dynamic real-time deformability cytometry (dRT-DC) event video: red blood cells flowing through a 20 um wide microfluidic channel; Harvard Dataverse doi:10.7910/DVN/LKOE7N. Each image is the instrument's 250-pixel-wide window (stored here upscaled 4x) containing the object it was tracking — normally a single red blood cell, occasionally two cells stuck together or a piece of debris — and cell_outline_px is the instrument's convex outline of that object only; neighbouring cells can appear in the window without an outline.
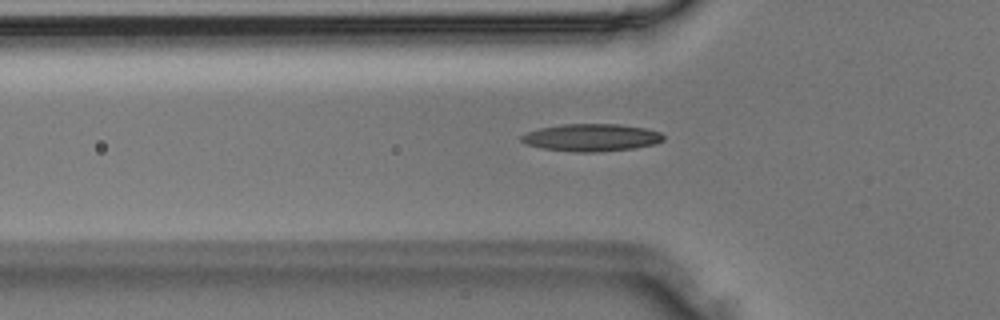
{"species": "Egyptian fruit bat (a non-hibernating species)", "species_latin": "Rousettus aegyptiacus", "temperature_condition": "room temperature", "stored_images_in_passage": 37, "camera_frame_rate_fps": 3000, "um_per_image_px": 0.085, "animal": {"sex": "male"}, "frame": {"image": 1, "passage_image": 12, "time_ms": 3.667, "image_size_px": [1000, 320], "cell_outline_px": [[664, 140], [656, 144], [632, 148], [592, 152], [572, 152], [544, 148], [524, 144], [520, 140], [520, 136], [528, 132], [540, 128], [564, 124], [620, 124], [644, 128], [660, 132], [664, 136]], "centroid_in_image_um": [50.26, 11.69], "position_along_channel_um": 75.5, "area_um2": 22.6}}
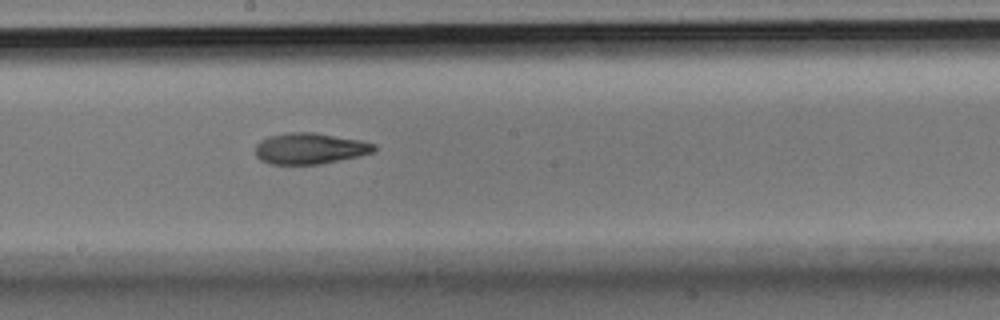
{"frame": {"image": 2, "passage_image": 20, "time_ms": 6.333, "image_size_px": [1000, 320], "cell_outline_px": [[376, 148], [372, 152], [360, 156], [320, 164], [272, 164], [260, 160], [256, 156], [256, 144], [260, 140], [268, 136], [292, 132], [312, 132], [360, 140], [376, 144]], "centroid_in_image_um": [26.33, 12.62], "position_along_channel_um": 221.9, "area_um2": 21.44}}
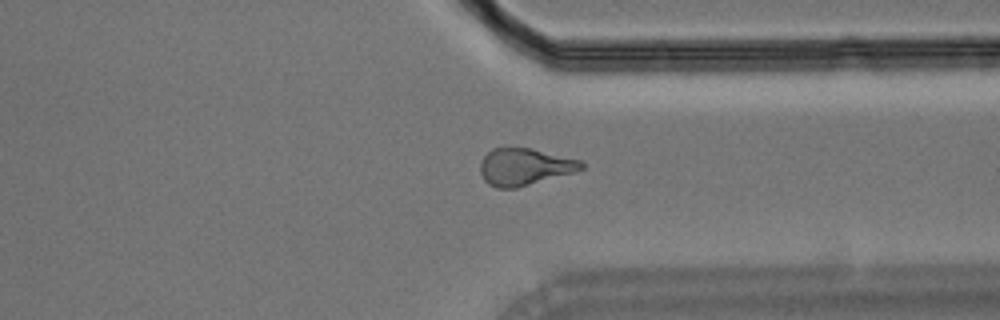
{"frame": {"image": 3, "passage_image": 28, "time_ms": 9.0, "image_size_px": [1000, 320], "cell_outline_px": [[584, 168], [572, 172], [516, 188], [496, 188], [488, 184], [484, 180], [480, 172], [480, 160], [492, 148], [532, 148], [580, 160], [584, 164]], "centroid_in_image_um": [44.54, 14.17], "position_along_channel_um": 366.9, "area_um2": 21.62}}